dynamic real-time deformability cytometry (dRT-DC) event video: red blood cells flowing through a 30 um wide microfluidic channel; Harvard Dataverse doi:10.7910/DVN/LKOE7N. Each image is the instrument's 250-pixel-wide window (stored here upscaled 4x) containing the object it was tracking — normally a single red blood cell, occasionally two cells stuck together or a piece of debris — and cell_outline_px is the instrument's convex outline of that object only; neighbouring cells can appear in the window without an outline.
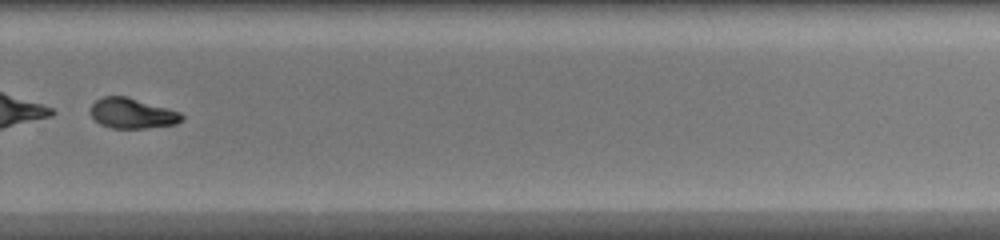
{"species": "common noctule bat (a hibernating species)", "species_latin": "Nyctalus noctula", "temperature_condition": "warm", "stored_images_in_passage": 44, "segment_of_instrument_passage": [2, 2], "camera_frame_rate_fps": 3000, "um_per_image_px": 0.085, "animal": {"sex": "female", "body_mass_g": 20.0, "forearm_length_mm": 54.0}, "frame": {"image": 1, "passage_image": 31, "time_ms": 10.0, "image_size_px": [1000, 240], "cell_outline_px": [[184, 120], [176, 124], [144, 128], [112, 128], [100, 124], [88, 112], [92, 104], [96, 100], [104, 96], [124, 96], [168, 108], [180, 112], [184, 116]], "centroid_in_image_um": [11.23, 9.64], "position_along_channel_um": 318.6, "area_um2": 16.07}}